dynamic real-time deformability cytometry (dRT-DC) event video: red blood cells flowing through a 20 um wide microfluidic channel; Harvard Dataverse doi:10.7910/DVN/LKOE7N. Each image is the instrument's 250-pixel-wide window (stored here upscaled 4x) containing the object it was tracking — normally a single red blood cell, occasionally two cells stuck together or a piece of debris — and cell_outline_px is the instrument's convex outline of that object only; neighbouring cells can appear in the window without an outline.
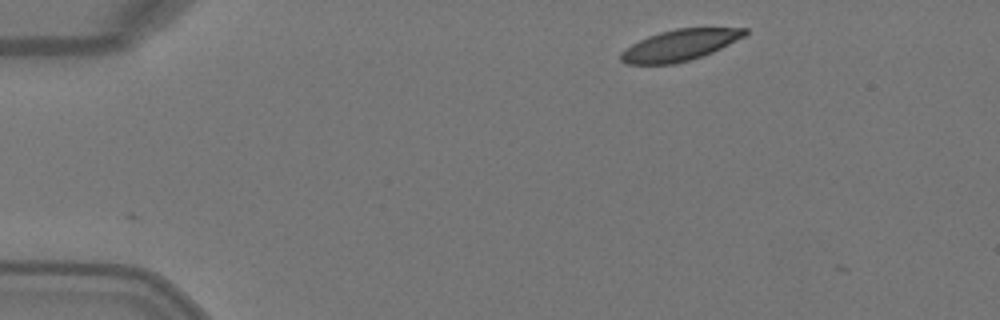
{"species": "Egyptian fruit bat (a non-hibernating species)", "species_latin": "Rousettus aegyptiacus", "temperature_condition": "warm", "stored_images_in_passage": 3, "camera_frame_rate_fps": 3000, "um_per_image_px": 0.085, "animal": {"sex": "female"}, "frame": {"image": 1, "passage_image": 1, "time_ms": 0.0, "image_size_px": [1000, 320], "cell_outline_px": [[748, 32], [744, 36], [712, 52], [676, 64], [624, 64], [620, 60], [620, 52], [632, 44], [648, 36], [660, 32], [676, 28], [748, 28]], "centroid_in_image_um": [57.74, 3.84], "position_along_channel_um": 27.3, "area_um2": 22.31}}